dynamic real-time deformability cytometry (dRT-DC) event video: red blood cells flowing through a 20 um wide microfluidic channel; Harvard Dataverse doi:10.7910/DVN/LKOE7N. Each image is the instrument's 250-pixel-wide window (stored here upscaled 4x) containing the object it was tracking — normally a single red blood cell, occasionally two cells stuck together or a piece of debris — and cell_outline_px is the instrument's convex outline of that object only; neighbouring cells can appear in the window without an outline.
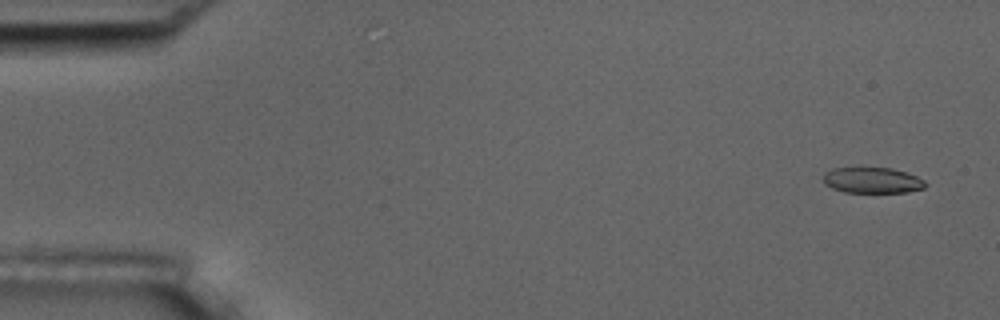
{"species": "common noctule bat (a hibernating species)", "species_latin": "Nyctalus noctula", "temperature_condition": "room temperature", "stored_images_in_passage": 56, "camera_frame_rate_fps": 3000, "um_per_image_px": 0.085, "animal": {"sex": "male", "body_mass_g": 17.5, "forearm_length_mm": 52.3}, "frame": {"image": 1, "passage_image": 3, "time_ms": 0.667, "image_size_px": [1000, 320], "cell_outline_px": [[928, 184], [924, 188], [908, 192], [844, 192], [832, 188], [824, 184], [820, 180], [824, 172], [832, 168], [892, 168], [916, 176], [924, 180]], "centroid_in_image_um": [74.1, 15.32], "position_along_channel_um": 10.9, "area_um2": 15.49}}
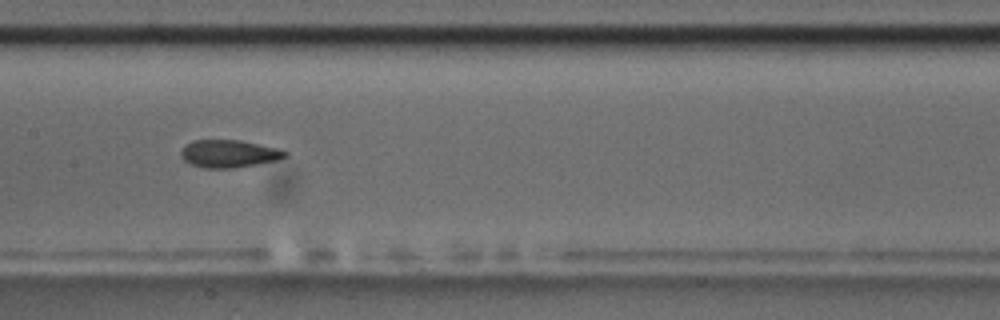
{"frame": {"image": 2, "passage_image": 28, "time_ms": 9.0, "image_size_px": [1000, 320], "cell_outline_px": [[288, 156], [276, 160], [256, 164], [232, 168], [204, 168], [192, 164], [184, 160], [180, 156], [180, 152], [184, 144], [192, 140], [240, 140], [276, 148], [288, 152]], "centroid_in_image_um": [19.41, 13.05], "position_along_channel_um": 188.0, "area_um2": 16.7}}
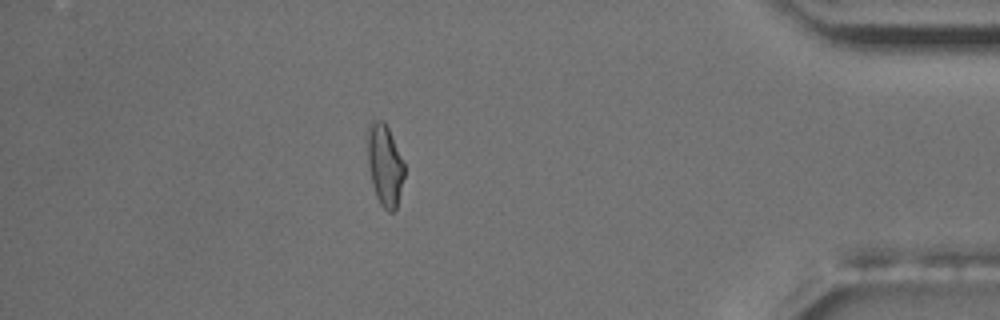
{"frame": {"image": 3, "passage_image": 49, "time_ms": 16.0, "image_size_px": [1000, 320], "cell_outline_px": [[404, 176], [396, 208], [392, 212], [388, 212], [380, 204], [376, 196], [372, 184], [368, 164], [364, 140], [364, 136], [368, 124], [372, 116], [384, 120], [388, 128], [404, 164]], "centroid_in_image_um": [32.63, 13.91], "position_along_channel_um": 402.6, "area_um2": 18.09}, "authors_computed_cell_mechanics": {"area_um2": 16.9932, "velocity_mm_per_s": 3.6605, "shape_relaxation_time_tau1_ms": 7.1452, "shape_relaxation_time_tau2_ms": 2.0407, "deformation_change_tau1": 0.1635, "deformation_change_tau2": 0.0738}}